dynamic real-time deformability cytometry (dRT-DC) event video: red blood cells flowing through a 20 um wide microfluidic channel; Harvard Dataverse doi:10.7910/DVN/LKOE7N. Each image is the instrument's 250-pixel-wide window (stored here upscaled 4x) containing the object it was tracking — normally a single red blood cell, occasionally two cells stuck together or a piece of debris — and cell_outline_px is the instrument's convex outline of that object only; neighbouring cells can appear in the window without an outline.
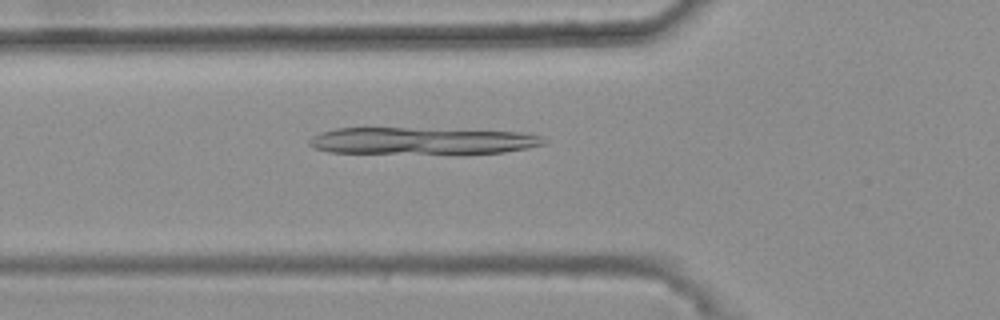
{"species": "common noctule bat (a hibernating species)", "species_latin": "Nyctalus noctula", "temperature_condition": "warm", "stored_images_in_passage": 49, "camera_frame_rate_fps": 3000, "um_per_image_px": 0.085, "animal": {"sex": "female", "body_mass_g": 25.1}, "frame": {"image": 1, "passage_image": 19, "time_ms": 6.0, "image_size_px": [1000, 320], "cell_outline_px": [[544, 144], [528, 148], [504, 152], [328, 152], [316, 148], [308, 144], [308, 140], [312, 136], [320, 132], [336, 128], [408, 128], [528, 132], [540, 136], [544, 140]], "centroid_in_image_um": [35.85, 11.94], "position_along_channel_um": 90.0, "area_um2": 35.95}}
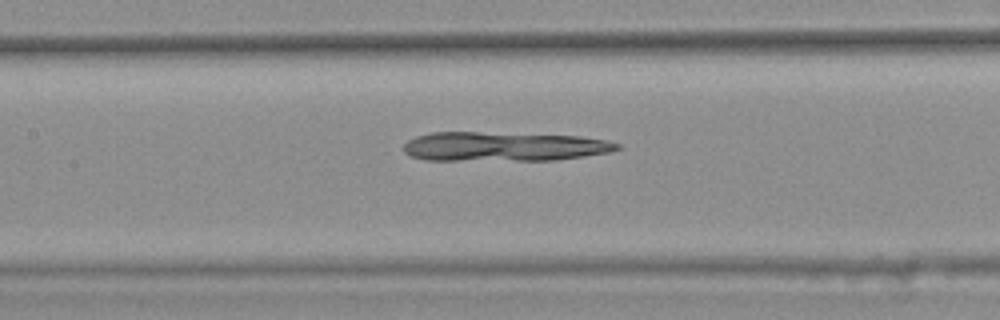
{"frame": {"image": 2, "passage_image": 25, "time_ms": 8.0, "image_size_px": [1000, 320], "cell_outline_px": [[624, 148], [608, 152], [584, 156], [556, 160], [424, 160], [412, 156], [404, 152], [404, 144], [408, 140], [416, 136], [432, 132], [476, 132], [580, 136], [608, 140], [620, 144]], "centroid_in_image_um": [42.84, 12.46], "position_along_channel_um": 164.6, "area_um2": 36.53}}
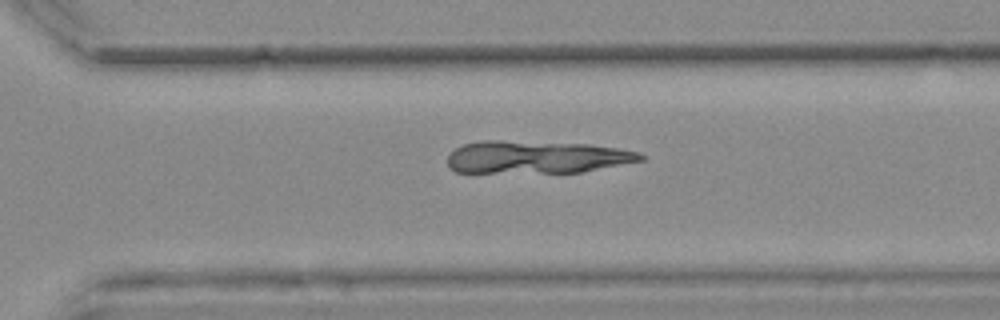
{"frame": {"image": 3, "passage_image": 38, "time_ms": 12.333, "image_size_px": [1000, 320], "cell_outline_px": [[644, 160], [580, 172], [456, 172], [448, 168], [448, 156], [456, 148], [464, 144], [480, 140], [500, 140], [588, 144], [620, 148], [640, 152], [644, 156]], "centroid_in_image_um": [45.6, 13.34], "position_along_channel_um": 325.0, "area_um2": 36.65}}